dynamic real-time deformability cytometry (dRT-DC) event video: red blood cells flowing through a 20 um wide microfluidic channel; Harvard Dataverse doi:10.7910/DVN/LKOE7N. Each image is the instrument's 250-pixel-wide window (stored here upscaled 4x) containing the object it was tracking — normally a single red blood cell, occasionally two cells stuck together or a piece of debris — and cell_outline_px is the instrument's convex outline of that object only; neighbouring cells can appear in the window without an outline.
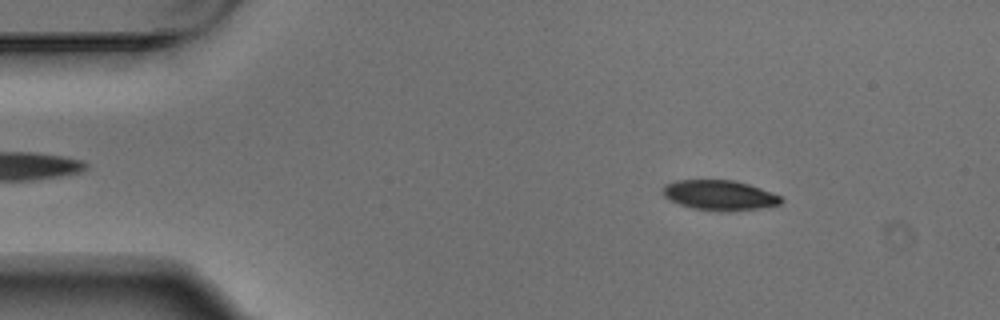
{"species": "Egyptian fruit bat (a non-hibernating species)", "species_latin": "Rousettus aegyptiacus", "temperature_condition": "warm", "stored_images_in_passage": 4, "camera_frame_rate_fps": 3000, "um_per_image_px": 0.085, "animal": {"sex": "male"}, "frame": {"image": 1, "passage_image": 1, "time_ms": 0.0, "image_size_px": [1000, 320], "cell_outline_px": [[784, 200], [780, 204], [760, 208], [728, 212], [692, 208], [680, 204], [664, 196], [664, 184], [676, 180], [736, 180], [760, 188], [780, 196]], "centroid_in_image_um": [61.18, 16.59], "position_along_channel_um": 23.8, "area_um2": 20.58}}
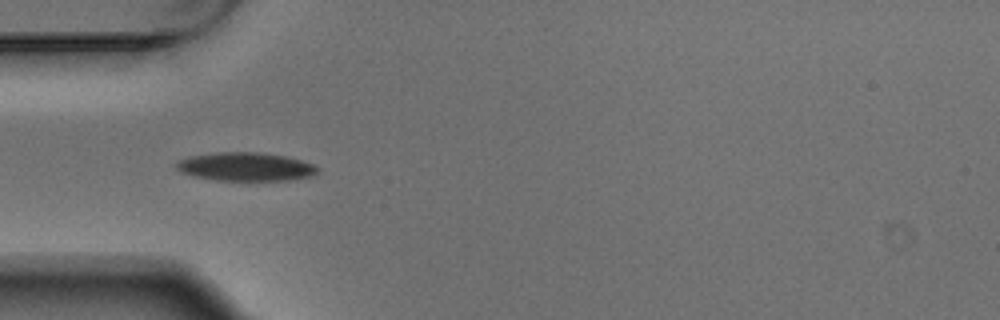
{"frame": {"image": 2, "passage_image": 3, "time_ms": 0.667, "image_size_px": [1000, 320], "cell_outline_px": [[320, 168], [312, 176], [292, 180], [216, 180], [196, 176], [180, 172], [176, 168], [176, 164], [180, 160], [188, 156], [220, 152], [260, 152], [284, 156], [300, 160], [312, 164]], "centroid_in_image_um": [20.88, 14.17], "position_along_channel_um": 64.1, "area_um2": 23.29}}
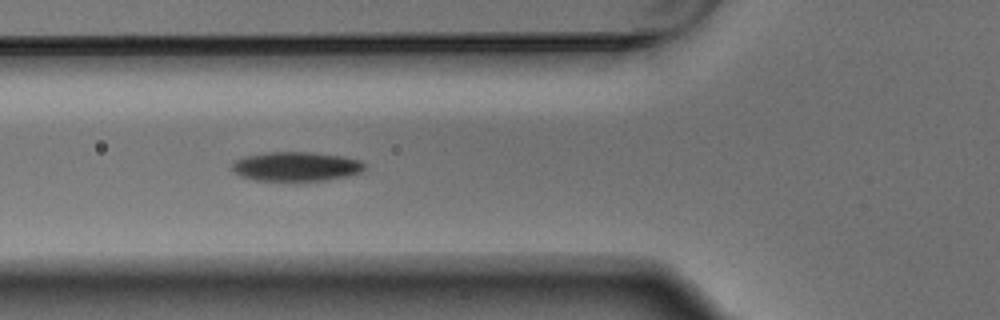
{"frame": {"image": 3, "passage_image": 4, "time_ms": 1.0, "image_size_px": [1000, 320], "cell_outline_px": [[368, 168], [360, 172], [348, 176], [328, 180], [296, 184], [256, 180], [240, 176], [232, 168], [232, 164], [236, 160], [244, 156], [264, 152], [312, 152], [344, 156], [360, 160]], "centroid_in_image_um": [25.2, 14.19], "position_along_channel_um": 100.6, "area_um2": 23.7}}